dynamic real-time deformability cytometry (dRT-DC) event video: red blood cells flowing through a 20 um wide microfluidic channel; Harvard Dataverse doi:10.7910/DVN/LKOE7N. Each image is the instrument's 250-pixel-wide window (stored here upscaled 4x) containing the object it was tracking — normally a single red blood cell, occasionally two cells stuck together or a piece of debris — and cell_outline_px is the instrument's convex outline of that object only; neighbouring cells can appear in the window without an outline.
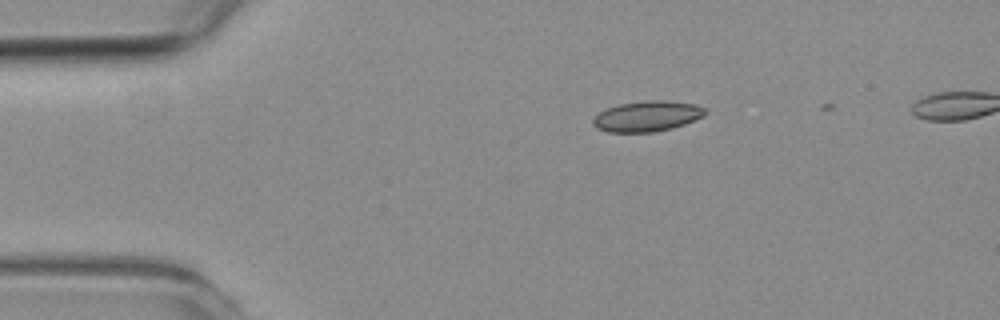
{"species": "common noctule bat (a hibernating species)", "species_latin": "Nyctalus noctula", "temperature_condition": "room temperature", "stored_images_in_passage": 2, "camera_frame_rate_fps": 3000, "um_per_image_px": 0.085, "animal": {"sex": "female", "body_mass_g": 19.3, "forearm_length_mm": 54.1}, "frame": {"image": 1, "passage_image": 1, "time_ms": 0.0, "image_size_px": [1000, 320], "cell_outline_px": [[708, 112], [704, 116], [684, 124], [672, 128], [652, 132], [608, 132], [596, 128], [592, 124], [592, 120], [600, 112], [608, 108], [620, 104], [644, 100], [664, 100], [696, 104], [708, 108]], "centroid_in_image_um": [55.05, 9.87], "position_along_channel_um": 30.0, "area_um2": 20.06}}